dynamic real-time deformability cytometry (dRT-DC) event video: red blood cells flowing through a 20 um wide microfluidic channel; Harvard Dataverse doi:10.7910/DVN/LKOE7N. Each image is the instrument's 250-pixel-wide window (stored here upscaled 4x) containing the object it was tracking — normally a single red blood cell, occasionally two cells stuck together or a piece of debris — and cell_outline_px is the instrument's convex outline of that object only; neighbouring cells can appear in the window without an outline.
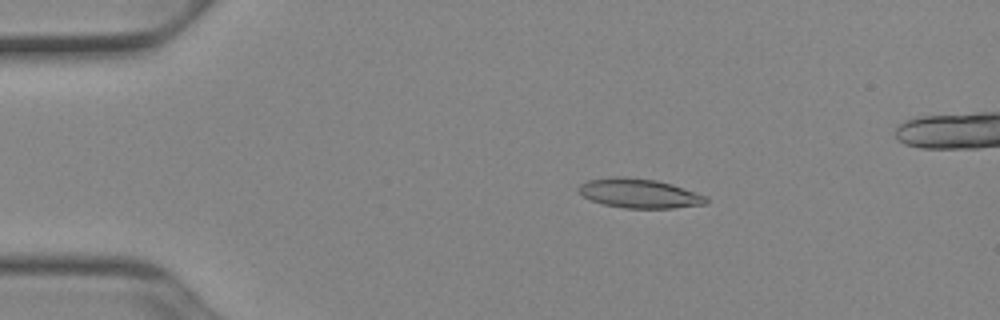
{"species": "Egyptian fruit bat (a non-hibernating species)", "species_latin": "Rousettus aegyptiacus", "temperature_condition": "cold", "stored_images_in_passage": 41, "camera_frame_rate_fps": 3000, "um_per_image_px": 0.085, "animal": {"sex": "female"}, "frame": {"image": 1, "passage_image": 1, "time_ms": 0.0, "image_size_px": [1000, 320], "cell_outline_px": [[708, 200], [704, 204], [672, 208], [624, 208], [604, 204], [592, 200], [584, 196], [576, 188], [580, 184], [588, 180], [612, 176], [624, 176], [656, 180], [672, 184], [708, 196]], "centroid_in_image_um": [54.33, 16.42], "position_along_channel_um": 30.7, "area_um2": 21.79}}
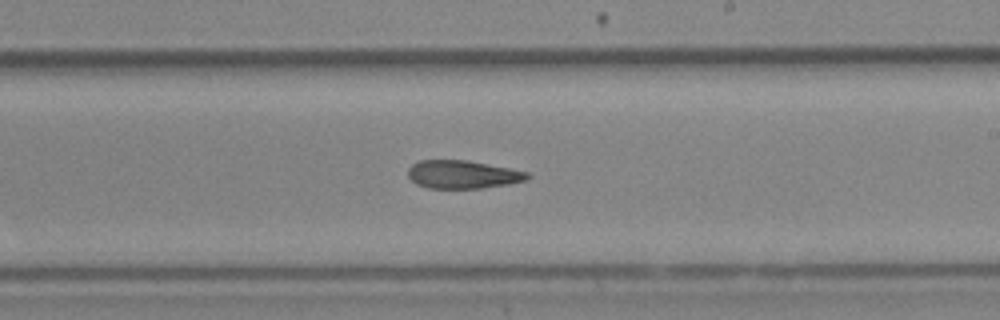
{"frame": {"image": 2, "passage_image": 22, "time_ms": 7.0, "image_size_px": [1000, 320], "cell_outline_px": [[532, 176], [528, 180], [508, 184], [480, 188], [428, 188], [416, 184], [408, 176], [408, 168], [412, 164], [420, 160], [468, 160], [528, 172]], "centroid_in_image_um": [39.33, 14.83], "position_along_channel_um": 249.7, "area_um2": 19.59}}
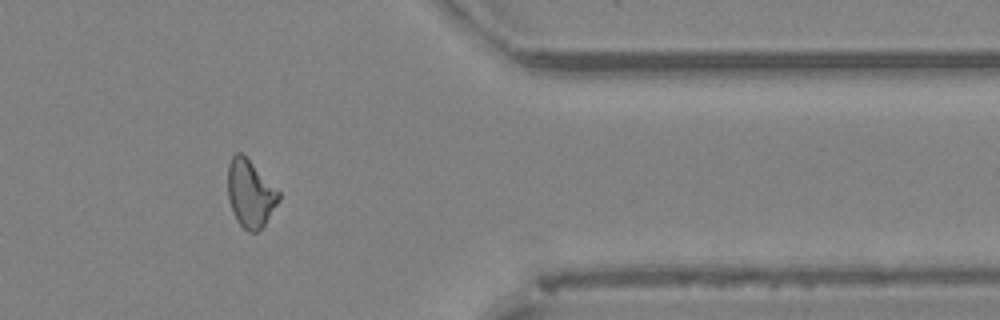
{"frame": {"image": 3, "passage_image": 34, "time_ms": 11.0, "image_size_px": [1000, 320], "cell_outline_px": [[280, 200], [264, 224], [256, 232], [248, 232], [236, 220], [228, 196], [228, 164], [232, 156], [236, 152], [240, 152], [280, 192]], "centroid_in_image_um": [21.27, 16.46], "position_along_channel_um": 390.1, "area_um2": 19.54}}